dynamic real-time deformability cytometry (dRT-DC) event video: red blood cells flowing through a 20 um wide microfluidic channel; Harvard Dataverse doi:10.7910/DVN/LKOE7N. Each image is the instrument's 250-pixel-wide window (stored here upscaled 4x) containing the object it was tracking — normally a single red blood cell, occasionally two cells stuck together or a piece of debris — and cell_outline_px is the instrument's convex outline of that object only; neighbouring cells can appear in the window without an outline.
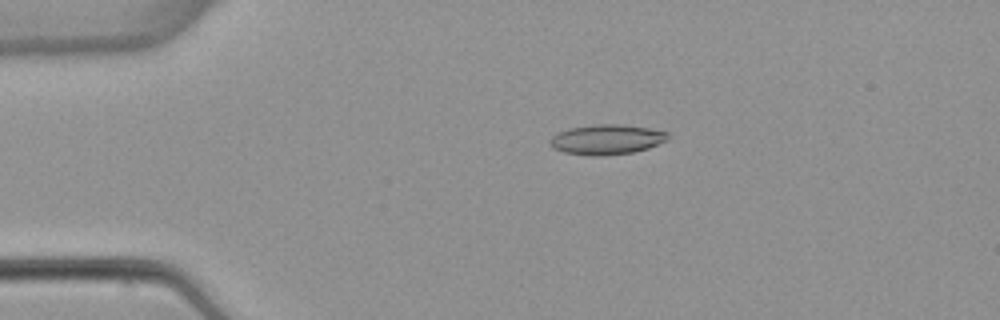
{"species": "common noctule bat (a hibernating species)", "species_latin": "Nyctalus noctula", "temperature_condition": "warm", "stored_images_in_passage": 3, "camera_frame_rate_fps": 3000, "um_per_image_px": 0.085, "animal": {"sex": "female", "body_mass_g": 22.7, "forearm_length_mm": 54.2}, "frame": {"image": 1, "passage_image": 2, "time_ms": 2.333, "image_size_px": [1000, 320], "cell_outline_px": [[668, 140], [648, 148], [632, 152], [600, 156], [592, 156], [564, 152], [552, 148], [552, 136], [568, 128], [596, 124], [620, 124], [648, 128], [668, 132]], "centroid_in_image_um": [51.59, 11.85], "position_along_channel_um": 33.4, "area_um2": 20.4}}